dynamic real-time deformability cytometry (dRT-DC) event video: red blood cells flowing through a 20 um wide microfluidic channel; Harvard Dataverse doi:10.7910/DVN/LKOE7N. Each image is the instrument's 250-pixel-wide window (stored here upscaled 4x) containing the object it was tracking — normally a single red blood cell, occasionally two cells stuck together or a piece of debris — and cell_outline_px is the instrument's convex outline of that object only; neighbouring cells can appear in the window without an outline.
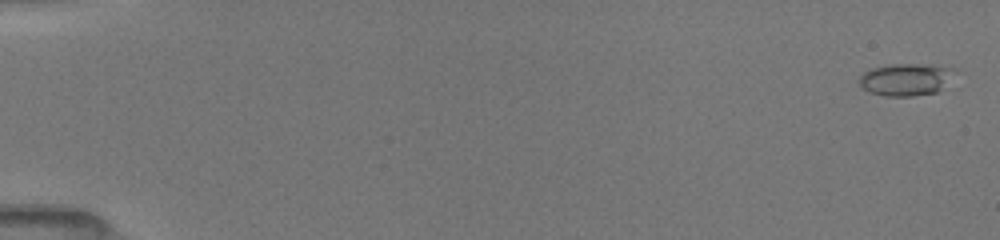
{"species": "common noctule bat (a hibernating species)", "species_latin": "Nyctalus noctula", "temperature_condition": "room temperature", "stored_images_in_passage": 50, "camera_frame_rate_fps": 3000, "um_per_image_px": 0.085, "animal": {"sex": "female", "body_mass_g": 19.5, "forearm_length_mm": 54.1}, "frame": {"image": 1, "passage_image": 2, "time_ms": 0.333, "image_size_px": [1000, 240], "cell_outline_px": [[956, 68], [940, 88], [936, 92], [912, 96], [884, 96], [868, 92], [856, 80], [868, 68], [892, 64], [928, 64]], "centroid_in_image_um": [76.9, 6.74], "position_along_channel_um": 8.1, "area_um2": 17.8}}
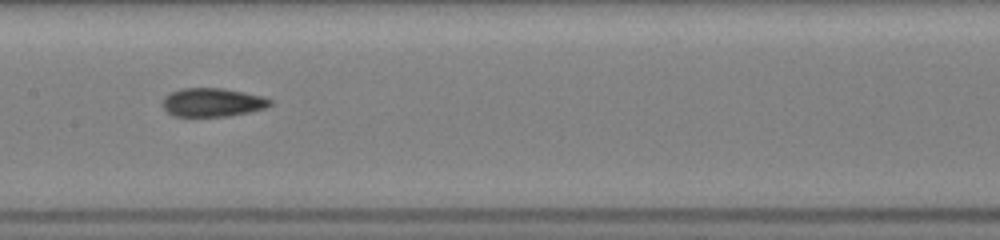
{"frame": {"image": 2, "passage_image": 33, "time_ms": 9.0, "image_size_px": [1000, 240], "cell_outline_px": [[272, 104], [264, 108], [248, 112], [228, 116], [172, 116], [160, 104], [164, 96], [168, 92], [180, 88], [220, 88], [244, 92], [264, 96], [272, 100]], "centroid_in_image_um": [18.01, 8.69], "position_along_channel_um": 189.4, "area_um2": 18.09}}
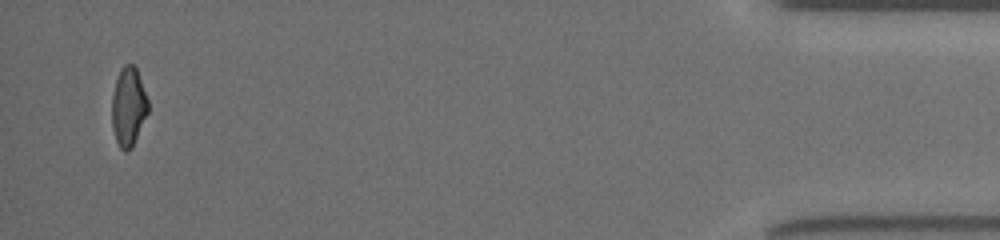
{"frame": {"image": 3, "passage_image": 50, "time_ms": 16.667, "image_size_px": [1000, 240], "cell_outline_px": [[148, 112], [132, 148], [128, 152], [124, 152], [120, 148], [116, 140], [112, 128], [112, 96], [116, 80], [120, 68], [124, 64], [132, 64], [136, 68], [148, 100]], "centroid_in_image_um": [10.91, 9.1], "position_along_channel_um": 424.3, "area_um2": 16.65}, "authors_computed_cell_mechanics": {"area_um2": 17.5423, "velocity_mm_per_s": 4.0357, "shape_relaxation_time_tau1_ms": 6.785, "shape_relaxation_time_tau2_ms": 1.4886, "deformation_change_tau1": 0.1852, "deformation_change_tau2": 0.0819}}